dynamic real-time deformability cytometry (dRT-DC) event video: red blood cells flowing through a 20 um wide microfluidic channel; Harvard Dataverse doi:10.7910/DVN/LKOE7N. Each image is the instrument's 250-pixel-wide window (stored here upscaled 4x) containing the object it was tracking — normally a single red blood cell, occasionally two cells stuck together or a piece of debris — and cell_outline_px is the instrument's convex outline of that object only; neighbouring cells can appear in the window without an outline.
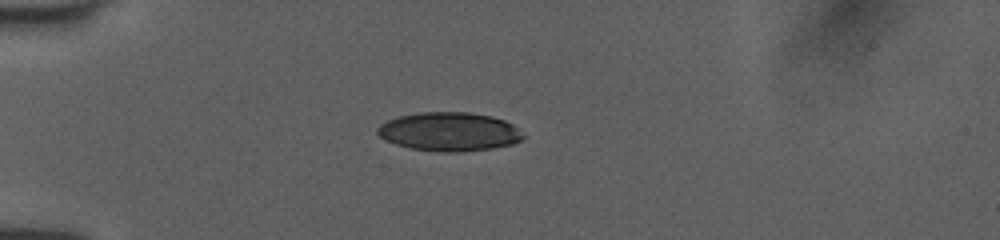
{"species": "human", "species_latin": "Homo sapiens", "temperature_condition": "room temperature", "stored_images_in_passage": 5, "camera_frame_rate_fps": 3000, "um_per_image_px": 0.085, "donor": {"sex": "female"}, "frame": {"image": 1, "passage_image": 3, "time_ms": 0.667, "image_size_px": [1000, 240], "cell_outline_px": [[524, 136], [520, 140], [512, 144], [492, 148], [460, 152], [440, 152], [412, 148], [396, 144], [380, 136], [376, 132], [380, 124], [388, 120], [400, 116], [420, 112], [468, 112], [492, 116], [504, 120], [512, 124]], "centroid_in_image_um": [38.19, 11.19], "position_along_channel_um": 46.8, "area_um2": 32.6}}
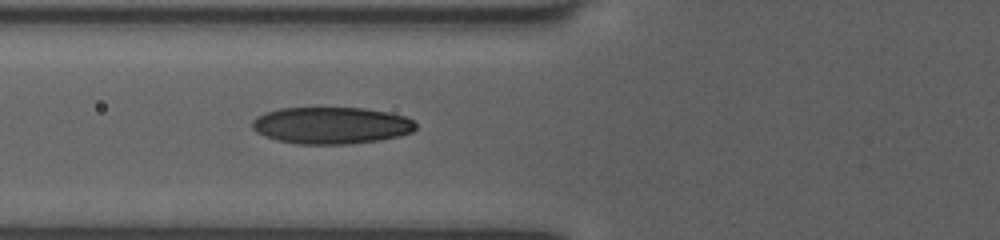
{"frame": {"image": 2, "passage_image": 5, "time_ms": 1.333, "image_size_px": [1000, 240], "cell_outline_px": [[416, 128], [412, 132], [400, 136], [380, 140], [348, 144], [300, 144], [280, 140], [264, 136], [256, 132], [252, 128], [252, 120], [256, 116], [264, 112], [280, 108], [364, 108], [388, 112], [404, 116], [412, 120], [416, 124]], "centroid_in_image_um": [28.15, 10.66], "position_along_channel_um": 97.6, "area_um2": 35.2}}